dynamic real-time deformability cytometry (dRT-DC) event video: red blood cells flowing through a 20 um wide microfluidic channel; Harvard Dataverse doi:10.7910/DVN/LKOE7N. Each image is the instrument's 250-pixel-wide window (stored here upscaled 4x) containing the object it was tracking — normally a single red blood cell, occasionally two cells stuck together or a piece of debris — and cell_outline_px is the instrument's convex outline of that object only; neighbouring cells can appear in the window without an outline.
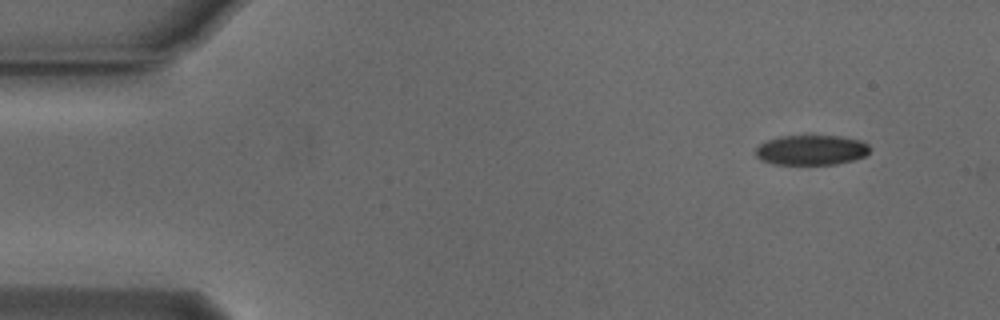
{"species": "Egyptian fruit bat (a non-hibernating species)", "species_latin": "Rousettus aegyptiacus", "temperature_condition": "cold", "stored_images_in_passage": 50, "camera_frame_rate_fps": 3000, "um_per_image_px": 0.085, "animal": {"sex": "male"}, "frame": {"image": 1, "passage_image": 1, "time_ms": 0.0, "image_size_px": [1000, 320], "cell_outline_px": [[868, 152], [864, 156], [852, 160], [836, 164], [772, 164], [760, 160], [756, 156], [756, 148], [760, 144], [768, 140], [780, 136], [840, 136], [860, 140], [868, 144]], "centroid_in_image_um": [68.93, 12.75], "position_along_channel_um": 16.1, "area_um2": 19.83}}
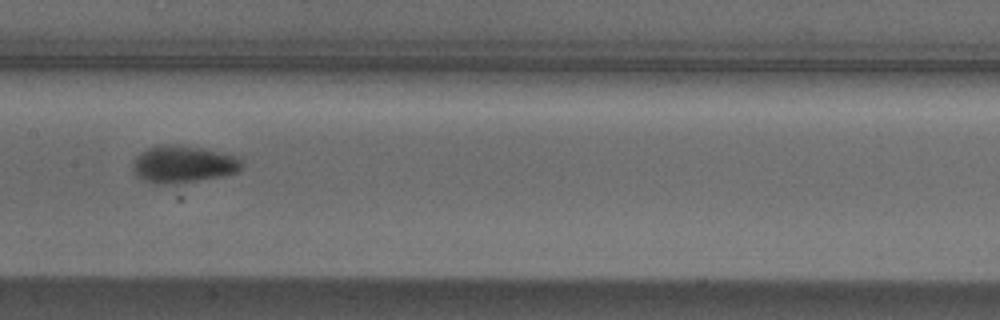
{"frame": {"image": 2, "passage_image": 23, "time_ms": 7.333, "image_size_px": [1000, 320], "cell_outline_px": [[244, 168], [236, 172], [220, 176], [196, 180], [144, 180], [132, 168], [132, 164], [136, 156], [140, 152], [156, 144], [180, 144], [204, 148], [240, 156], [244, 164]], "centroid_in_image_um": [15.66, 13.86], "position_along_channel_um": 191.7, "area_um2": 22.89}}
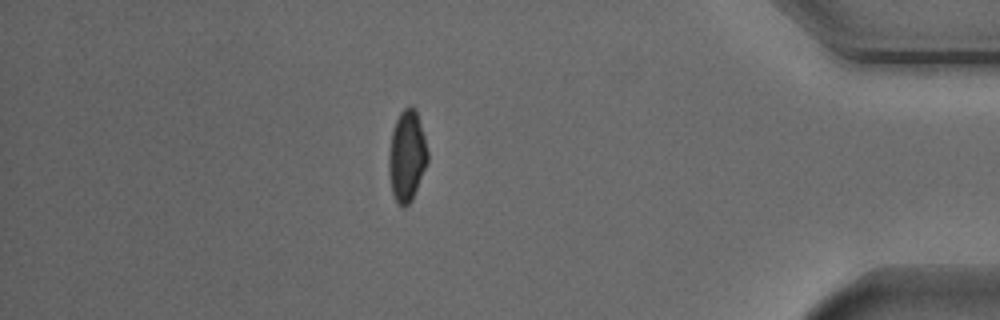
{"frame": {"image": 3, "passage_image": 43, "time_ms": 14.0, "image_size_px": [1000, 320], "cell_outline_px": [[428, 160], [412, 200], [404, 208], [396, 200], [392, 192], [388, 172], [388, 156], [392, 132], [396, 120], [400, 112], [404, 108], [412, 104], [416, 108], [424, 136], [428, 152]], "centroid_in_image_um": [34.58, 13.23], "position_along_channel_um": 400.6, "area_um2": 20.58}, "authors_computed_cell_mechanics": {"area_um2": 21.8195, "velocity_mm_per_s": 3.7752, "shape_relaxation_time_tau1_ms": 3.3045, "shape_relaxation_time_tau2_ms": 5.9869, "deformation_change_tau1": 0.0955, "deformation_change_tau2": 0.0599}}